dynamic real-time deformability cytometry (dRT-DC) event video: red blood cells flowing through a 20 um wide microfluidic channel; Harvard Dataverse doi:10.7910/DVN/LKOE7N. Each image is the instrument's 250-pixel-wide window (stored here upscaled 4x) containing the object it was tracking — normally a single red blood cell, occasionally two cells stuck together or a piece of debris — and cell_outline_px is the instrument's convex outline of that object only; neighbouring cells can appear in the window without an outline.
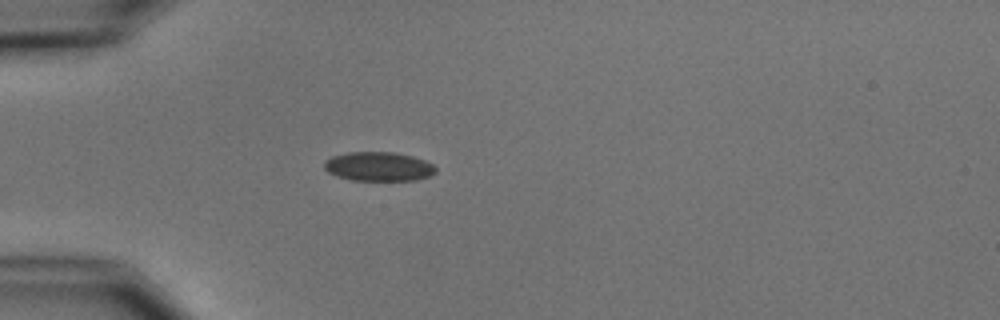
{"species": "common noctule bat (a hibernating species)", "species_latin": "Nyctalus noctula", "temperature_condition": "cold", "stored_images_in_passage": 1, "camera_frame_rate_fps": 3000, "um_per_image_px": 0.085, "animal": {"sex": "male", "body_mass_g": 15.6}, "frame": {"image": 1, "passage_image": 1, "time_ms": 0.0, "image_size_px": [1000, 320], "cell_outline_px": [[436, 172], [432, 176], [416, 180], [352, 180], [336, 176], [328, 172], [324, 168], [324, 160], [332, 156], [348, 152], [396, 152], [412, 156], [424, 160], [432, 164], [436, 168]], "centroid_in_image_um": [32.18, 14.15], "position_along_channel_um": 52.8, "area_um2": 19.07}}